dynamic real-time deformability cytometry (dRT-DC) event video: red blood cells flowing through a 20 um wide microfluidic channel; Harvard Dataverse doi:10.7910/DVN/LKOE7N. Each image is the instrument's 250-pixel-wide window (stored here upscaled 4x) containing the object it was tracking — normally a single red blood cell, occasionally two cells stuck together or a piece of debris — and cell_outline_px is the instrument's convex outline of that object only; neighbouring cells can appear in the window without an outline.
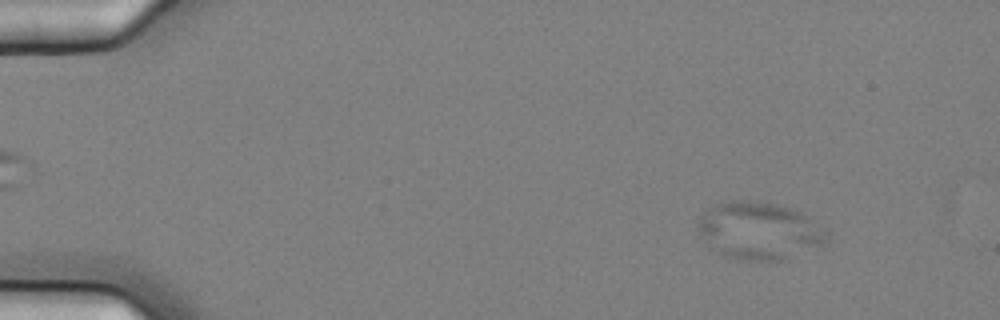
{"species": "common noctule bat (a hibernating species)", "species_latin": "Nyctalus noctula", "temperature_condition": "cold", "stored_images_in_passage": 6, "camera_frame_rate_fps": 3000, "um_per_image_px": 0.085, "animal": {"sex": "female", "body_mass_g": 25.1}, "frame": {"image": 1, "passage_image": 1, "time_ms": 0.0, "image_size_px": [1000, 320], "cell_outline_px": [[832, 240], [780, 260], [736, 260], [708, 248], [696, 228], [704, 212], [708, 208], [716, 204], [732, 200], [768, 200], [792, 208], [808, 216]], "centroid_in_image_um": [64.47, 19.58], "position_along_channel_um": 20.5, "area_um2": 43.12}}
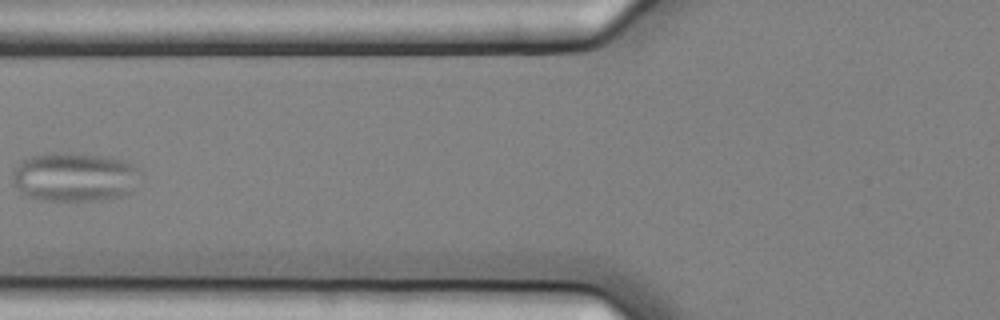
{"frame": {"image": 2, "passage_image": 5, "time_ms": 1.333, "image_size_px": [1000, 320], "cell_outline_px": [[144, 172], [128, 192], [120, 196], [96, 200], [40, 200], [28, 196], [20, 192], [16, 188], [12, 180], [12, 172], [28, 156], [56, 152], [96, 156], [120, 160], [132, 164], [140, 168]], "centroid_in_image_um": [6.31, 15.05], "position_along_channel_um": 119.5, "area_um2": 36.13}}
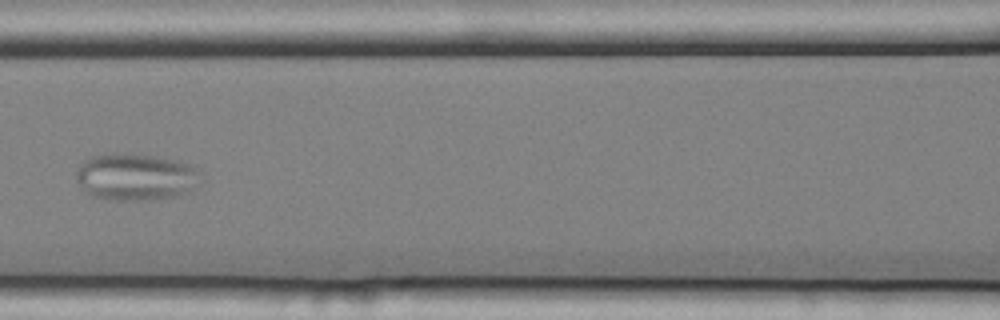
{"frame": {"image": 3, "passage_image": 6, "time_ms": 1.667, "image_size_px": [1000, 320], "cell_outline_px": [[200, 172], [188, 188], [184, 192], [172, 196], [148, 200], [108, 200], [92, 196], [80, 184], [76, 176], [76, 168], [84, 160], [92, 156], [112, 152], [152, 156], [172, 160], [188, 164], [200, 168]], "centroid_in_image_um": [11.42, 15.02], "position_along_channel_um": 155.2, "area_um2": 33.29}}